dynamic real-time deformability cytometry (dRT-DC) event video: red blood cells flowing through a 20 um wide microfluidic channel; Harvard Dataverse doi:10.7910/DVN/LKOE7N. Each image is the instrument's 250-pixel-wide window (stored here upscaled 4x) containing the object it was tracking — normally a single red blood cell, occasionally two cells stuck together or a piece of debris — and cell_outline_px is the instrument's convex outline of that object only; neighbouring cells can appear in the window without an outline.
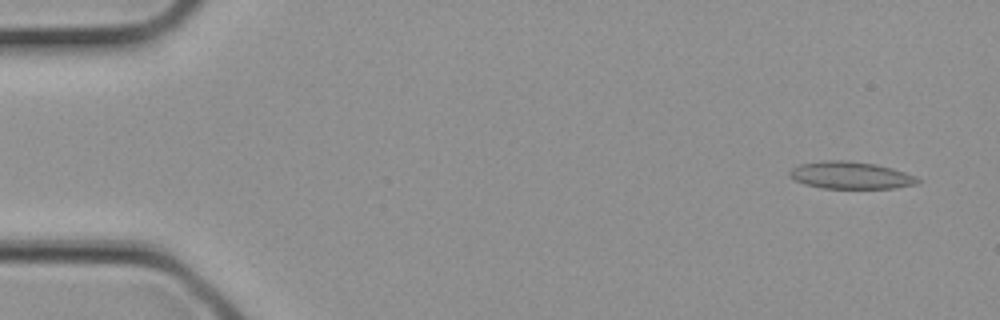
{"species": "common noctule bat (a hibernating species)", "species_latin": "Nyctalus noctula", "temperature_condition": "cold", "stored_images_in_passage": 3, "camera_frame_rate_fps": 3000, "um_per_image_px": 0.085, "animal": {"sex": "female", "body_mass_g": 21.9}, "frame": {"image": 1, "passage_image": 1, "time_ms": 0.0, "image_size_px": [1000, 320], "cell_outline_px": [[920, 180], [916, 184], [896, 188], [824, 188], [804, 184], [788, 176], [788, 172], [792, 168], [800, 164], [824, 160], [844, 160], [876, 164], [892, 168], [916, 176]], "centroid_in_image_um": [72.29, 14.89], "position_along_channel_um": 12.7, "area_um2": 20.29}}
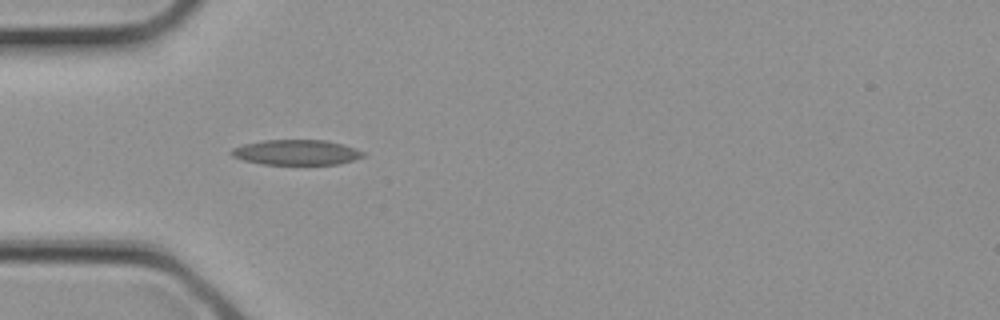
{"frame": {"image": 2, "passage_image": 3, "time_ms": 0.667, "image_size_px": [1000, 320], "cell_outline_px": [[368, 156], [336, 164], [260, 164], [244, 160], [232, 156], [228, 152], [232, 148], [244, 144], [264, 140], [328, 140], [356, 148], [364, 152]], "centroid_in_image_um": [25.2, 12.94], "position_along_channel_um": 59.8, "area_um2": 19.42}}